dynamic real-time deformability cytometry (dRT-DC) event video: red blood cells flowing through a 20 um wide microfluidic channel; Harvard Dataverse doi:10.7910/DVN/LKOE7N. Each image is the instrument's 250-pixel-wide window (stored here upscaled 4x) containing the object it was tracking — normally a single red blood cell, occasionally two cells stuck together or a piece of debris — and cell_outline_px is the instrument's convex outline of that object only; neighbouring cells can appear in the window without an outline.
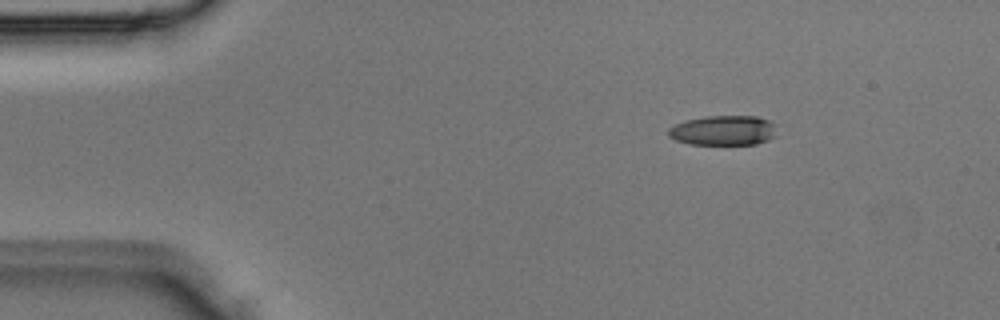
{"species": "Egyptian fruit bat (a non-hibernating species)", "species_latin": "Rousettus aegyptiacus", "temperature_condition": "room temperature", "stored_images_in_passage": 3, "camera_frame_rate_fps": 3000, "um_per_image_px": 0.085, "animal": {"sex": "male"}, "frame": {"image": 1, "passage_image": 2, "time_ms": 0.333, "image_size_px": [1000, 320], "cell_outline_px": [[776, 136], [768, 140], [756, 144], [688, 144], [676, 140], [668, 136], [668, 128], [684, 120], [704, 116], [756, 116], [768, 120], [772, 124]], "centroid_in_image_um": [61.44, 11.08], "position_along_channel_um": 23.6, "area_um2": 18.84}}
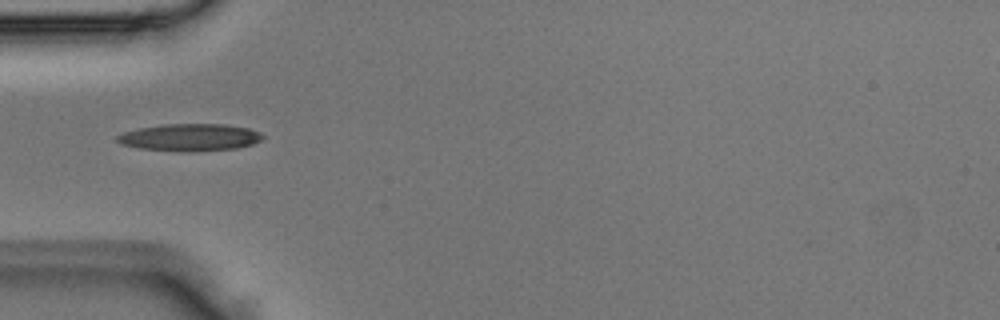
{"frame": {"image": 2, "passage_image": 3, "time_ms": 0.667, "image_size_px": [1000, 320], "cell_outline_px": [[264, 136], [260, 140], [252, 144], [236, 148], [196, 152], [188, 152], [140, 148], [120, 144], [116, 140], [116, 136], [124, 132], [140, 128], [164, 124], [224, 124], [248, 128], [260, 132]], "centroid_in_image_um": [16.14, 11.68], "position_along_channel_um": 68.9, "area_um2": 23.06}}